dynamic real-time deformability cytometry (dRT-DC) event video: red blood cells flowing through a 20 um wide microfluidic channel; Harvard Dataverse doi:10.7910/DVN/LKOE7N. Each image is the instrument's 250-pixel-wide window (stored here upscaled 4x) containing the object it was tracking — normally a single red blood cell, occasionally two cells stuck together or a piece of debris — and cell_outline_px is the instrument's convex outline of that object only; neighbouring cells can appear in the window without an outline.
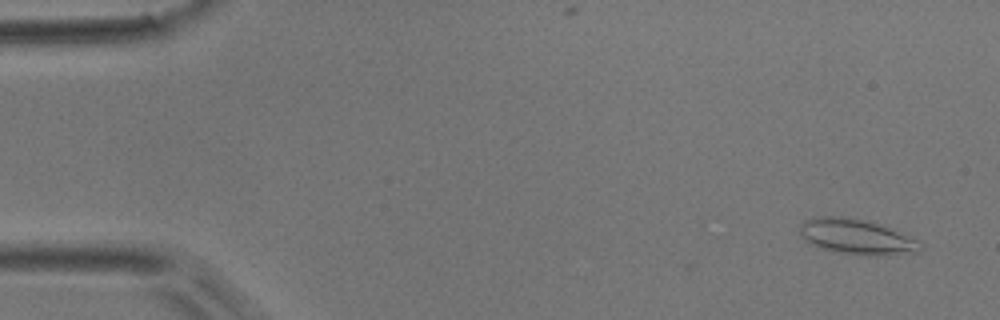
{"species": "common noctule bat (a hibernating species)", "species_latin": "Nyctalus noctula", "temperature_condition": "room temperature", "stored_images_in_passage": 52, "camera_frame_rate_fps": 3000, "um_per_image_px": 0.085, "animal": {"sex": "male", "body_mass_g": 17.9}, "frame": {"image": 1, "passage_image": 3, "time_ms": 0.667, "image_size_px": [1000, 320], "cell_outline_px": [[924, 248], [920, 252], [876, 256], [836, 252], [820, 248], [804, 240], [800, 232], [800, 224], [804, 220], [812, 216], [844, 216], [868, 220], [896, 228], [924, 244]], "centroid_in_image_um": [72.86, 20.1], "position_along_channel_um": 12.1, "area_um2": 25.49}}
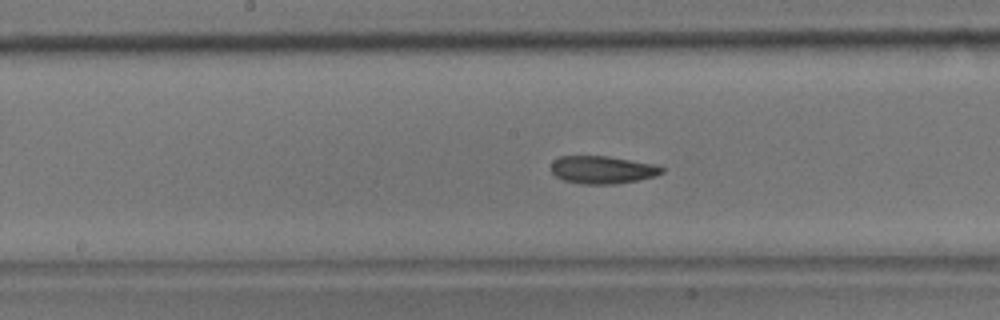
{"frame": {"image": 2, "passage_image": 26, "time_ms": 8.333, "image_size_px": [1000, 320], "cell_outline_px": [[664, 172], [656, 176], [616, 184], [580, 184], [564, 180], [556, 176], [552, 172], [552, 160], [560, 156], [608, 156], [656, 164], [664, 168]], "centroid_in_image_um": [51.22, 14.43], "position_along_channel_um": 197.0, "area_um2": 17.98}}
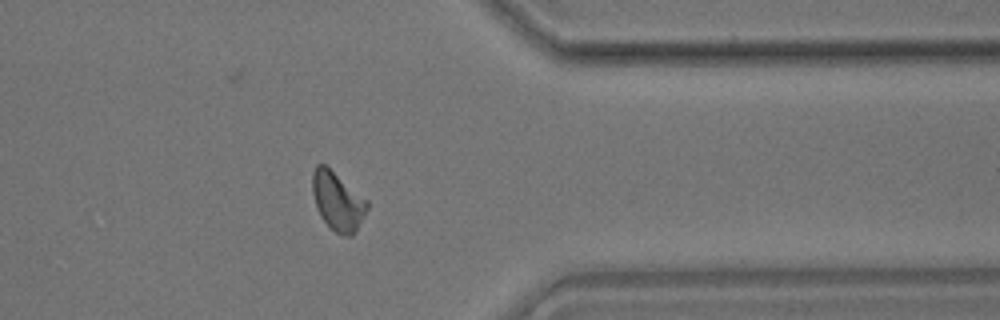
{"frame": {"image": 3, "passage_image": 41, "time_ms": 13.333, "image_size_px": [1000, 320], "cell_outline_px": [[368, 208], [356, 232], [352, 236], [344, 236], [336, 232], [320, 216], [316, 208], [312, 192], [312, 172], [316, 164], [324, 164], [368, 200]], "centroid_in_image_um": [28.7, 17.11], "position_along_channel_um": 382.7, "area_um2": 18.61}, "authors_computed_cell_mechanics": {"area_um2": 18.3226, "velocity_mm_per_s": 3.9376, "shape_relaxation_time_tau1_ms": 7.9871, "shape_relaxation_time_tau2_ms": 2.8239, "deformation_change_tau1": 0.151, "deformation_change_tau2": 0.0934}}